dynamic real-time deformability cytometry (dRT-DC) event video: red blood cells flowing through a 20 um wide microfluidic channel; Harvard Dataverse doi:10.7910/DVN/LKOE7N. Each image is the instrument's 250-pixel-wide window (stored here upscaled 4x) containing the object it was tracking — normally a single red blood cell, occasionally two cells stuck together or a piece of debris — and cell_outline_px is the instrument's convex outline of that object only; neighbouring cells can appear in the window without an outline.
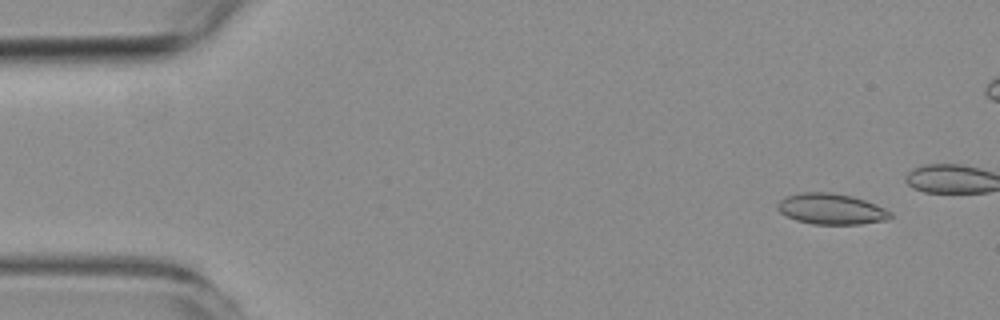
{"species": "common noctule bat (a hibernating species)", "species_latin": "Nyctalus noctula", "temperature_condition": "room temperature", "stored_images_in_passage": 13, "camera_frame_rate_fps": 3000, "um_per_image_px": 0.085, "animal": {"sex": "female", "body_mass_g": 19.3, "forearm_length_mm": 54.1}, "frame": {"image": 1, "passage_image": 4, "time_ms": 1.0, "image_size_px": [1000, 320], "cell_outline_px": [[892, 216], [888, 220], [860, 224], [812, 224], [796, 220], [780, 212], [776, 208], [776, 204], [784, 196], [800, 192], [832, 192], [852, 196], [876, 204], [892, 212]], "centroid_in_image_um": [70.64, 17.75], "position_along_channel_um": 14.4, "area_um2": 20.46}}